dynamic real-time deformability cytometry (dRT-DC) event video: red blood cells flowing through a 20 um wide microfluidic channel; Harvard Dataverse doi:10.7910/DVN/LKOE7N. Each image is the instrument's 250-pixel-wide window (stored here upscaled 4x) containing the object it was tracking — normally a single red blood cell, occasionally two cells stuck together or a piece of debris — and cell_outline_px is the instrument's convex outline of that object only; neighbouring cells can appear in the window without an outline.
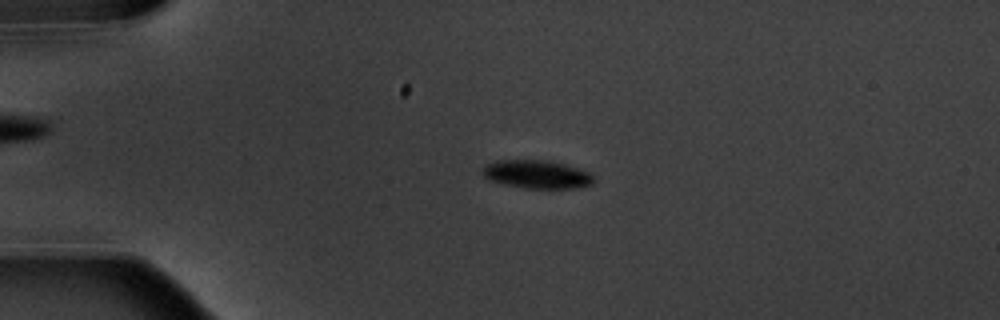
{"species": "common noctule bat (a hibernating species)", "species_latin": "Nyctalus noctula", "temperature_condition": "warm", "stored_images_in_passage": 4, "camera_frame_rate_fps": 3000, "um_per_image_px": 0.085, "animal": {"sex": "male", "body_mass_g": 20.1, "forearm_length_mm": 53.5}, "frame": {"image": 1, "passage_image": 3, "time_ms": 3.0, "image_size_px": [1000, 320], "cell_outline_px": [[596, 180], [592, 184], [576, 188], [528, 188], [488, 180], [484, 176], [480, 168], [484, 164], [496, 160], [552, 160], [580, 168], [588, 172]], "centroid_in_image_um": [45.63, 14.79], "position_along_channel_um": 39.4, "area_um2": 18.5}}